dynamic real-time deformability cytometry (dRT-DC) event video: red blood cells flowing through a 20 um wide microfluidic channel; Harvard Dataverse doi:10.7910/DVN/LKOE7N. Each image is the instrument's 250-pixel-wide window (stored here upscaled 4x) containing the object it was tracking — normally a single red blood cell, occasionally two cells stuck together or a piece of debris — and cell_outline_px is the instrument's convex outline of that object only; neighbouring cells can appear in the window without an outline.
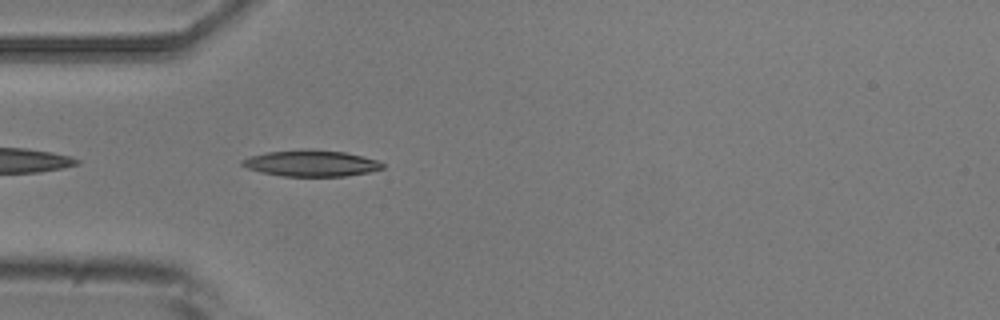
{"species": "common noctule bat (a hibernating species)", "species_latin": "Nyctalus noctula", "temperature_condition": "room temperature", "stored_images_in_passage": 2, "camera_frame_rate_fps": 3000, "um_per_image_px": 0.085, "animal": {"sex": "male", "body_mass_g": 20.5, "forearm_length_mm": 52.5}, "frame": {"image": 1, "passage_image": 2, "time_ms": 1.0, "image_size_px": [1000, 320], "cell_outline_px": [[384, 168], [368, 172], [344, 176], [284, 176], [260, 172], [248, 168], [240, 164], [240, 160], [248, 156], [268, 152], [344, 152], [364, 156], [376, 160], [384, 164]], "centroid_in_image_um": [26.44, 13.92], "position_along_channel_um": 58.6, "area_um2": 20.46}}